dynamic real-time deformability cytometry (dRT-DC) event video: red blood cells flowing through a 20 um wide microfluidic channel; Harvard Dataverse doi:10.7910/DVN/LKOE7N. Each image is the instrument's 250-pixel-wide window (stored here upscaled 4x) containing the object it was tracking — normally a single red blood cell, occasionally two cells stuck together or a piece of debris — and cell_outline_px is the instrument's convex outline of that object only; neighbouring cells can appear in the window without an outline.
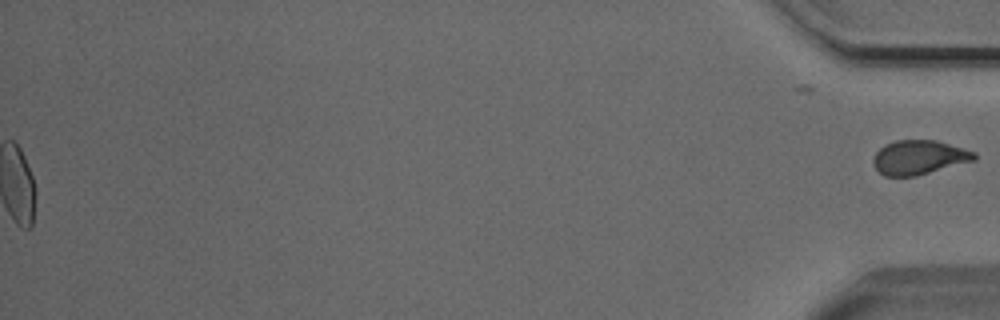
{"species": "Egyptian fruit bat (a non-hibernating species)", "species_latin": "Rousettus aegyptiacus", "temperature_condition": "cold", "stored_images_in_passage": 54, "segment_of_instrument_passage": [2, 2], "camera_frame_rate_fps": 3000, "um_per_image_px": 0.085, "animal": {"sex": "male"}, "frame": {"image": 1, "passage_image": 54, "time_ms": 17.667, "image_size_px": [1000, 320], "cell_outline_px": [[976, 160], [916, 176], [884, 176], [872, 164], [872, 160], [876, 152], [884, 144], [896, 140], [936, 140], [976, 152]], "centroid_in_image_um": [78.11, 13.37], "position_along_channel_um": 357.1, "area_um2": 20.23}}